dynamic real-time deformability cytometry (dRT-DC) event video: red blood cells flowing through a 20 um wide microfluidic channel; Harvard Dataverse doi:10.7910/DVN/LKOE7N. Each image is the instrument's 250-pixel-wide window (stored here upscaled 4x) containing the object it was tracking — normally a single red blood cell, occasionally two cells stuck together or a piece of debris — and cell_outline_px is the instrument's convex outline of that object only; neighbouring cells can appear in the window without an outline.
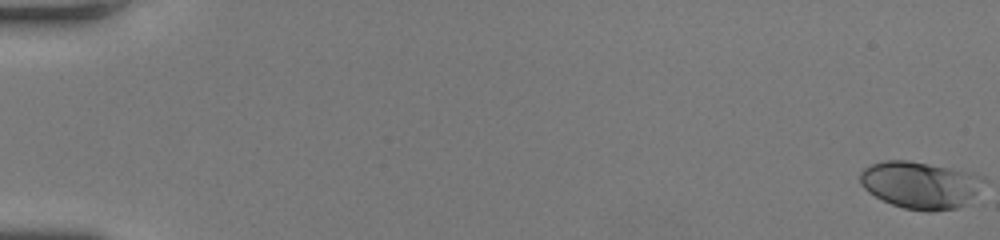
{"species": "human", "species_latin": "Homo sapiens", "temperature_condition": "room temperature", "stored_images_in_passage": 51, "camera_frame_rate_fps": 3000, "um_per_image_px": 0.085, "donor": {"sex": "female"}, "frame": {"image": 1, "passage_image": 1, "time_ms": 0.0, "image_size_px": [1000, 240], "cell_outline_px": [[984, 180], [964, 204], [956, 208], [928, 212], [904, 208], [892, 204], [868, 192], [860, 184], [860, 172], [864, 168], [872, 164], [884, 160], [908, 160], [972, 172], [984, 176]], "centroid_in_image_um": [78.17, 15.7], "position_along_channel_um": 6.8, "area_um2": 33.47}}
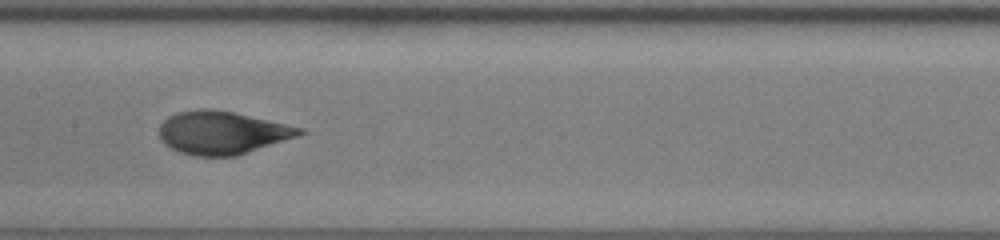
{"frame": {"image": 2, "passage_image": 28, "time_ms": 9.0, "image_size_px": [1000, 240], "cell_outline_px": [[308, 132], [236, 156], [192, 156], [180, 152], [164, 144], [160, 140], [160, 124], [168, 116], [176, 112], [196, 108], [216, 108], [304, 128]], "centroid_in_image_um": [18.84, 11.26], "position_along_channel_um": 188.6, "area_um2": 35.26}}
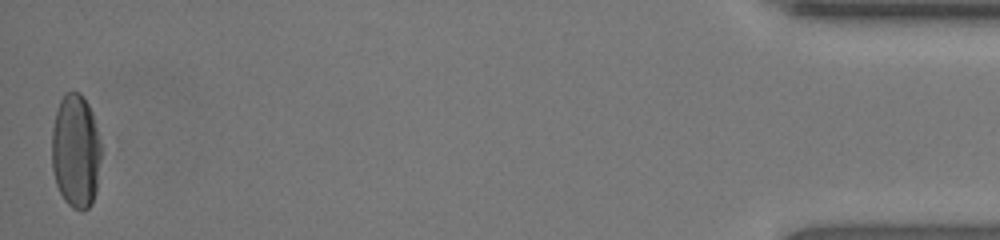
{"frame": {"image": 3, "passage_image": 51, "time_ms": 16.667, "image_size_px": [1000, 240], "cell_outline_px": [[100, 160], [96, 192], [92, 204], [84, 212], [80, 212], [72, 208], [64, 200], [56, 184], [52, 168], [52, 128], [56, 112], [60, 100], [64, 92], [80, 92], [88, 104], [92, 112], [100, 144]], "centroid_in_image_um": [6.43, 12.88], "position_along_channel_um": 428.8, "area_um2": 32.95}, "authors_computed_cell_mechanics": {"area_um2": 34.2754, "velocity_mm_per_s": 4.2465, "shape_relaxation_time_tau1_ms": 4.5222, "shape_relaxation_time_tau2_ms": null, "deformation_change_tau1": 0.1875, "deformation_change_tau2": null}}